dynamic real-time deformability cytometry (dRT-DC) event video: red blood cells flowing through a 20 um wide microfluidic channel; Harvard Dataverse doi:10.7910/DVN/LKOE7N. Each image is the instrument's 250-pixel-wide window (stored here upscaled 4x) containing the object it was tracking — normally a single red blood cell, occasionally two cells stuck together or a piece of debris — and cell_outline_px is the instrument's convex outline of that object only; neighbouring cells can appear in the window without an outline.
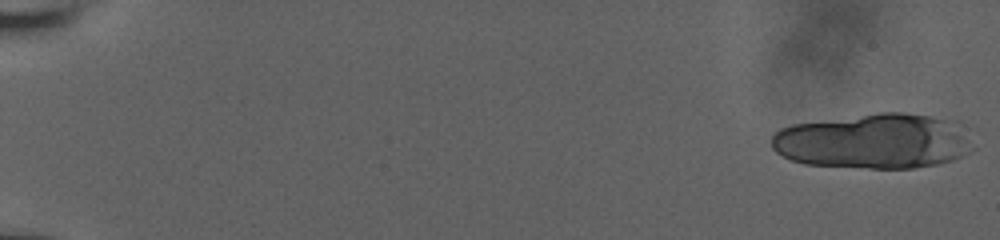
{"species": "human", "species_latin": "Homo sapiens", "temperature_condition": "room temperature", "stored_images_in_passage": 20, "camera_frame_rate_fps": 3000, "um_per_image_px": 0.085, "donor": {"sex": "male"}, "frame": {"image": 1, "passage_image": 1, "time_ms": 0.0, "image_size_px": [1000, 240], "cell_outline_px": [[976, 148], [972, 152], [952, 160], [936, 164], [912, 168], [868, 168], [804, 164], [792, 160], [776, 152], [772, 148], [772, 136], [780, 128], [792, 124], [880, 112], [904, 112], [960, 120]], "centroid_in_image_um": [74.37, 11.99], "position_along_channel_um": 10.6, "area_um2": 65.55}}